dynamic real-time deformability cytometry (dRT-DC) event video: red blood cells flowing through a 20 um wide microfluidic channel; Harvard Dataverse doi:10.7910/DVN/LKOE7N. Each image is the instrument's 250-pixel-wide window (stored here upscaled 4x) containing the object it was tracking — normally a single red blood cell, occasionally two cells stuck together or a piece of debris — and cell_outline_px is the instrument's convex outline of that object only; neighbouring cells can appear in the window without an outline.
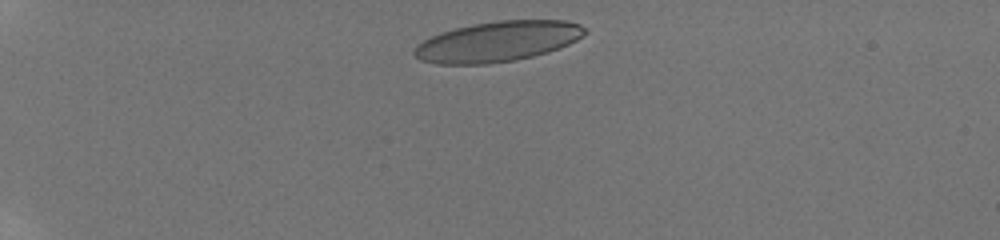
{"species": "human", "species_latin": "Homo sapiens", "temperature_condition": "room temperature", "stored_images_in_passage": 40, "camera_frame_rate_fps": 3000, "um_per_image_px": 0.085, "donor": {"sex": "male"}, "frame": {"image": 1, "passage_image": 3, "time_ms": 0.667, "image_size_px": [1000, 240], "cell_outline_px": [[588, 32], [576, 40], [568, 44], [548, 52], [516, 60], [488, 64], [436, 64], [420, 60], [412, 52], [416, 44], [440, 32], [456, 28], [476, 24], [500, 20], [564, 20], [580, 24], [588, 28]], "centroid_in_image_um": [42.31, 3.53], "position_along_channel_um": 42.7, "area_um2": 40.11}}
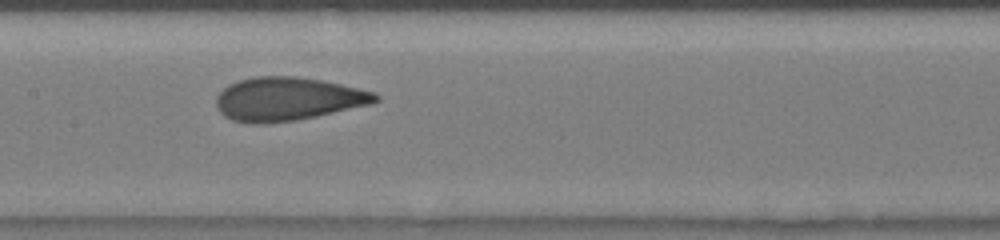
{"frame": {"image": 2, "passage_image": 19, "time_ms": 6.0, "image_size_px": [1000, 240], "cell_outline_px": [[380, 100], [368, 104], [316, 116], [296, 120], [256, 124], [248, 124], [232, 120], [224, 116], [216, 108], [216, 96], [228, 84], [236, 80], [256, 76], [296, 76], [320, 80], [340, 84], [372, 92], [380, 96]], "centroid_in_image_um": [24.37, 8.41], "position_along_channel_um": 183.0, "area_um2": 40.11}}
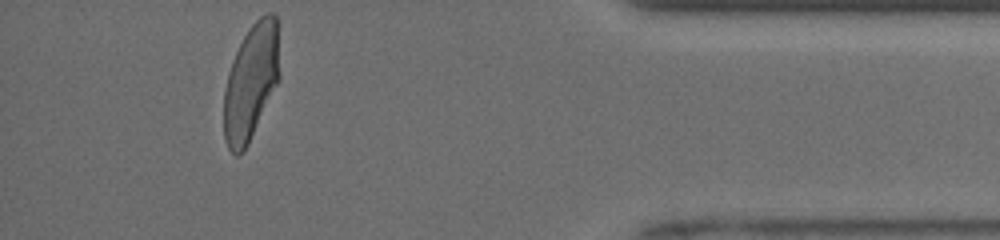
{"frame": {"image": 3, "passage_image": 39, "time_ms": 12.667, "image_size_px": [1000, 240], "cell_outline_px": [[280, 76], [248, 144], [244, 152], [236, 156], [228, 148], [224, 140], [224, 92], [228, 72], [232, 60], [248, 28], [260, 16], [268, 12], [272, 12], [276, 16]], "centroid_in_image_um": [21.32, 6.97], "position_along_channel_um": 413.9, "area_um2": 37.4}, "authors_computed_cell_mechanics": {"area_um2": 39.8242, "velocity_mm_per_s": 3.962, "shape_relaxation_time_tau1_ms": 7.2477, "shape_relaxation_time_tau2_ms": 0.7797, "deformation_change_tau1": 0.2343, "deformation_change_tau2": 0.0756}}